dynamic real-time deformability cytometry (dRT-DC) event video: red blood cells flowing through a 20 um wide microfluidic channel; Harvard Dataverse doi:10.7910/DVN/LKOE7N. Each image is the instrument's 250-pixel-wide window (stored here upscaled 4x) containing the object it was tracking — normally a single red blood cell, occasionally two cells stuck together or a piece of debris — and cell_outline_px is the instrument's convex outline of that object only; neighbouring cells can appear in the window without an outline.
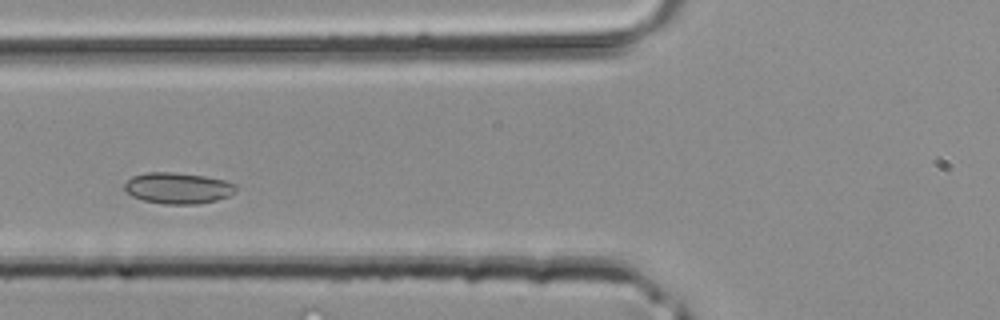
{"species": "common noctule bat (a hibernating species)", "species_latin": "Nyctalus noctula", "temperature_condition": "room temperature", "stored_images_in_passage": 32, "camera_frame_rate_fps": 3000, "um_per_image_px": 0.085, "animal": {"sex": "male", "body_mass_g": 20.4}, "frame": {"image": 1, "passage_image": 6, "time_ms": 1.667, "image_size_px": [1000, 320], "cell_outline_px": [[236, 192], [228, 196], [216, 200], [196, 204], [164, 204], [144, 200], [132, 196], [124, 188], [124, 184], [132, 176], [148, 172], [172, 172], [204, 176], [224, 180], [236, 184]], "centroid_in_image_um": [15.13, 15.99], "position_along_channel_um": 110.7, "area_um2": 20.11}}
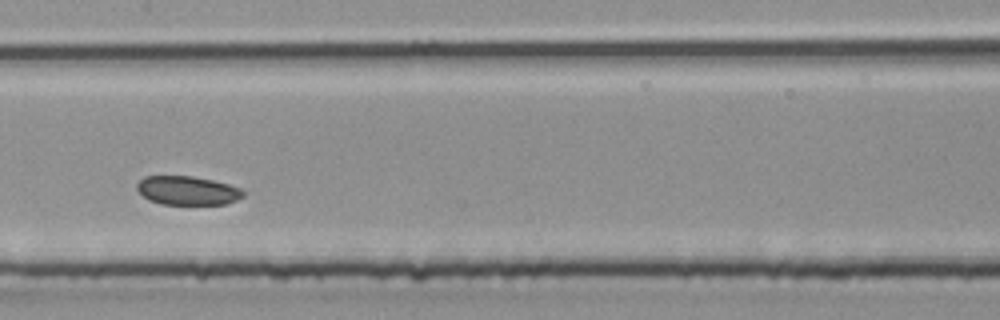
{"frame": {"image": 2, "passage_image": 11, "time_ms": 3.333, "image_size_px": [1000, 320], "cell_outline_px": [[244, 196], [228, 204], [160, 204], [148, 200], [136, 188], [136, 184], [144, 176], [192, 176], [212, 180], [228, 184], [240, 188], [244, 192]], "centroid_in_image_um": [15.93, 16.2], "position_along_channel_um": 191.5, "area_um2": 17.86}}
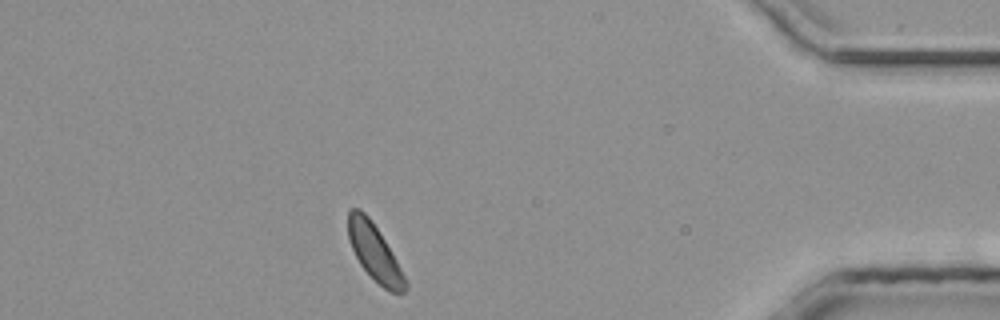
{"frame": {"image": 3, "passage_image": 27, "time_ms": 8.667, "image_size_px": [1000, 320], "cell_outline_px": [[408, 288], [404, 292], [388, 292], [360, 264], [348, 240], [348, 208], [360, 208], [368, 216], [392, 252], [408, 284]], "centroid_in_image_um": [31.82, 21.43], "position_along_channel_um": 403.4, "area_um2": 18.38}}